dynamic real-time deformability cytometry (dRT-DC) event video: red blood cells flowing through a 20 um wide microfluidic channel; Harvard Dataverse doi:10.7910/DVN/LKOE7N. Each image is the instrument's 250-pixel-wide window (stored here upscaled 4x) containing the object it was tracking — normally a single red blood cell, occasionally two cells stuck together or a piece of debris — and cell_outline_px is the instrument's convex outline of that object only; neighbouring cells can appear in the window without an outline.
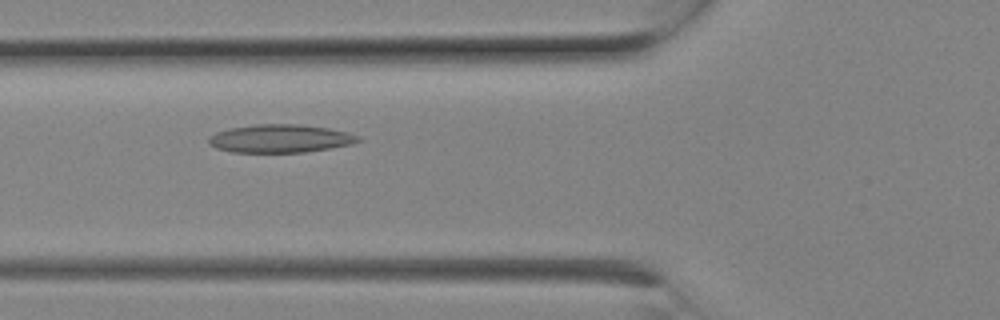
{"species": "Egyptian fruit bat (a non-hibernating species)", "species_latin": "Rousettus aegyptiacus", "temperature_condition": "room temperature", "stored_images_in_passage": 4, "camera_frame_rate_fps": 3000, "um_per_image_px": 0.085, "animal": {"sex": "female"}, "frame": {"image": 1, "passage_image": 3, "time_ms": 0.667, "image_size_px": [1000, 320], "cell_outline_px": [[364, 140], [352, 144], [304, 152], [232, 152], [216, 148], [208, 144], [208, 136], [216, 132], [228, 128], [256, 124], [300, 124], [328, 128], [348, 132], [360, 136]], "centroid_in_image_um": [23.81, 11.77], "position_along_channel_um": 102.0, "area_um2": 24.68}}
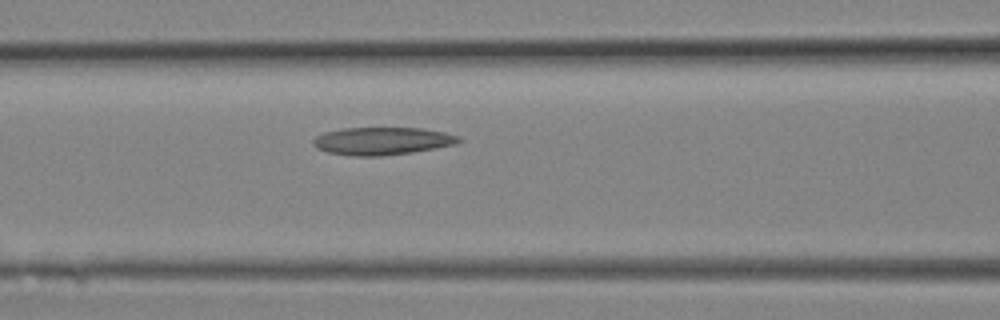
{"frame": {"image": 2, "passage_image": 4, "time_ms": 1.0, "image_size_px": [1000, 320], "cell_outline_px": [[460, 140], [456, 144], [412, 152], [384, 156], [352, 156], [328, 152], [316, 148], [312, 144], [312, 140], [316, 136], [324, 132], [344, 128], [420, 128], [444, 132], [460, 136]], "centroid_in_image_um": [32.45, 11.99], "position_along_channel_um": 134.1, "area_um2": 23.47}}